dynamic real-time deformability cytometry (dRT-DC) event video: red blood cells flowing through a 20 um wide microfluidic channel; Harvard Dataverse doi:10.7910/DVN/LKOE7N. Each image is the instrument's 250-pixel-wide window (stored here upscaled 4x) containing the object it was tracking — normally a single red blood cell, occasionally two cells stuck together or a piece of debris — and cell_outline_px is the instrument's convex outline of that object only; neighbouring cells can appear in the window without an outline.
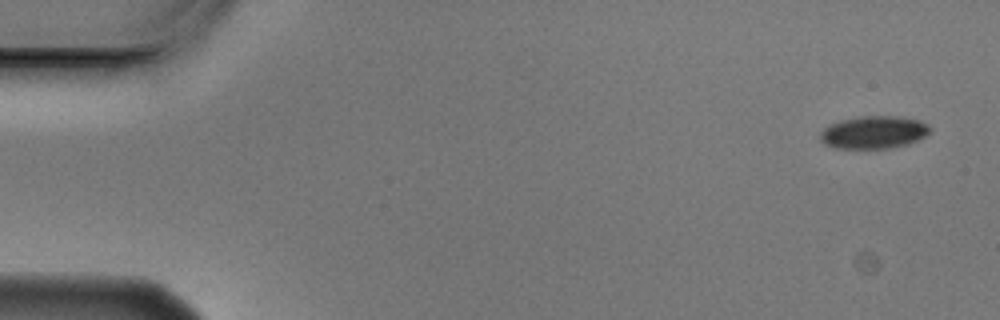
{"species": "Egyptian fruit bat (a non-hibernating species)", "species_latin": "Rousettus aegyptiacus", "temperature_condition": "cold", "stored_images_in_passage": 5, "camera_frame_rate_fps": 3000, "um_per_image_px": 0.085, "animal": {"sex": "male"}, "frame": {"image": 1, "passage_image": 1, "time_ms": 0.0, "image_size_px": [1000, 320], "cell_outline_px": [[932, 128], [924, 136], [908, 144], [884, 148], [836, 148], [824, 144], [820, 140], [820, 132], [824, 128], [832, 124], [844, 120], [860, 116], [900, 116], [920, 120], [928, 124]], "centroid_in_image_um": [74.28, 11.24], "position_along_channel_um": 10.7, "area_um2": 20.69}}
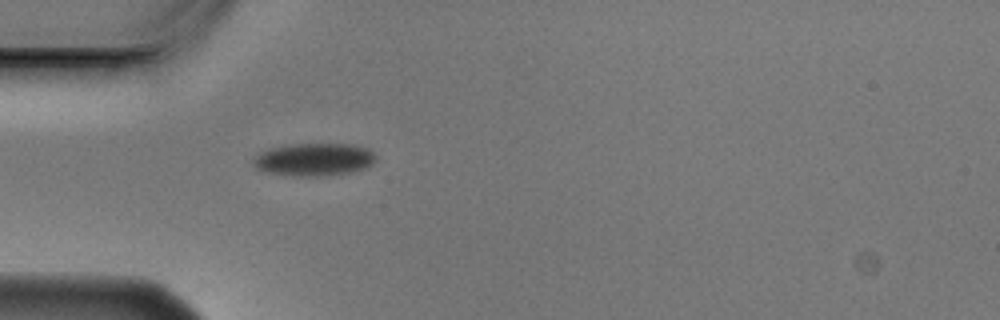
{"frame": {"image": 2, "passage_image": 5, "time_ms": 1.333, "image_size_px": [1000, 320], "cell_outline_px": [[376, 160], [372, 164], [364, 168], [352, 172], [320, 176], [300, 176], [268, 172], [256, 168], [252, 164], [256, 156], [260, 152], [268, 148], [292, 144], [352, 144], [364, 148], [372, 152], [376, 156]], "centroid_in_image_um": [26.69, 13.55], "position_along_channel_um": 58.3, "area_um2": 23.18}}